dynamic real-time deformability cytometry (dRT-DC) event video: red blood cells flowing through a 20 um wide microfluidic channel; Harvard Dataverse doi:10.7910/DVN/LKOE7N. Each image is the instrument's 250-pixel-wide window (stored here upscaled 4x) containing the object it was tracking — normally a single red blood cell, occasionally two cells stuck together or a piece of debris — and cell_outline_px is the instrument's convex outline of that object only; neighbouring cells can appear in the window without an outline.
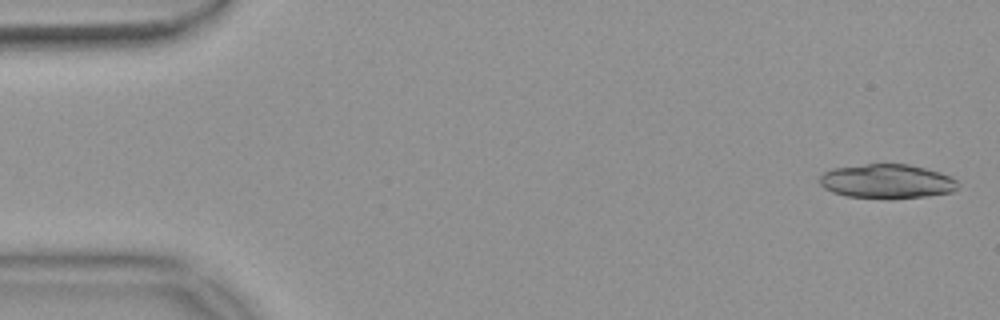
{"species": "common noctule bat (a hibernating species)", "species_latin": "Nyctalus noctula", "temperature_condition": "warm", "stored_images_in_passage": 21, "camera_frame_rate_fps": 3000, "um_per_image_px": 0.085, "animal": {"sex": "female", "body_mass_g": 18.4}, "frame": {"image": 1, "passage_image": 2, "time_ms": 0.333, "image_size_px": [1000, 320], "cell_outline_px": [[956, 188], [952, 192], [924, 196], [848, 196], [832, 192], [824, 188], [820, 184], [820, 176], [824, 172], [832, 168], [868, 164], [908, 164], [940, 172], [956, 180]], "centroid_in_image_um": [75.35, 15.37], "position_along_channel_um": 9.7, "area_um2": 26.53}}